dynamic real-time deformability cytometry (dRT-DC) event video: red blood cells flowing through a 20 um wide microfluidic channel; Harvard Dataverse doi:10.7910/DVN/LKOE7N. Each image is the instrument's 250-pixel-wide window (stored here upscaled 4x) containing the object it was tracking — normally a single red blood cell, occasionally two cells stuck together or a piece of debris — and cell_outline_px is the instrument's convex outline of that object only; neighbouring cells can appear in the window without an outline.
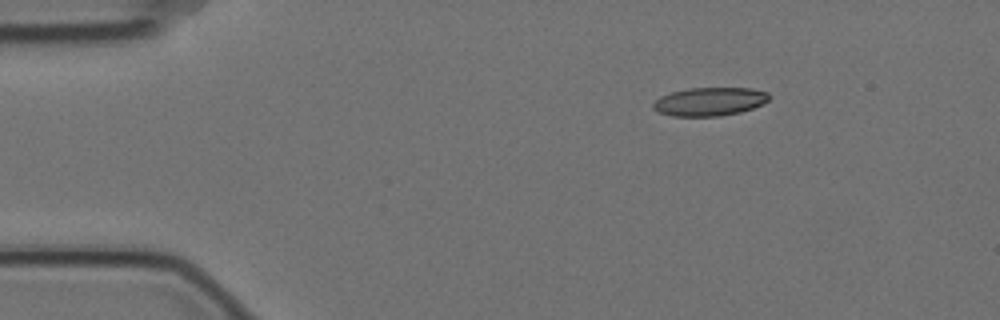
{"species": "Egyptian fruit bat (a non-hibernating species)", "species_latin": "Rousettus aegyptiacus", "temperature_condition": "cold", "stored_images_in_passage": 4, "camera_frame_rate_fps": 3000, "um_per_image_px": 0.085, "animal": {"sex": "female"}, "frame": {"image": 1, "passage_image": 1, "time_ms": 0.0, "image_size_px": [1000, 320], "cell_outline_px": [[768, 100], [764, 104], [740, 112], [720, 116], [672, 116], [660, 112], [652, 108], [652, 104], [660, 96], [672, 92], [688, 88], [752, 88], [768, 92]], "centroid_in_image_um": [60.32, 8.63], "position_along_channel_um": 24.7, "area_um2": 19.19}}
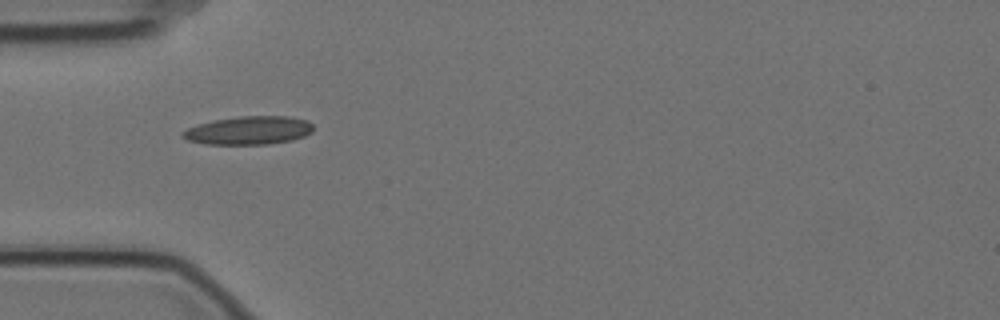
{"frame": {"image": 2, "passage_image": 3, "time_ms": 0.667, "image_size_px": [1000, 320], "cell_outline_px": [[312, 132], [304, 136], [292, 140], [268, 144], [204, 144], [188, 140], [180, 136], [180, 132], [196, 124], [212, 120], [240, 116], [288, 116], [308, 120], [312, 124]], "centroid_in_image_um": [21.11, 11.08], "position_along_channel_um": 63.9, "area_um2": 21.73}}
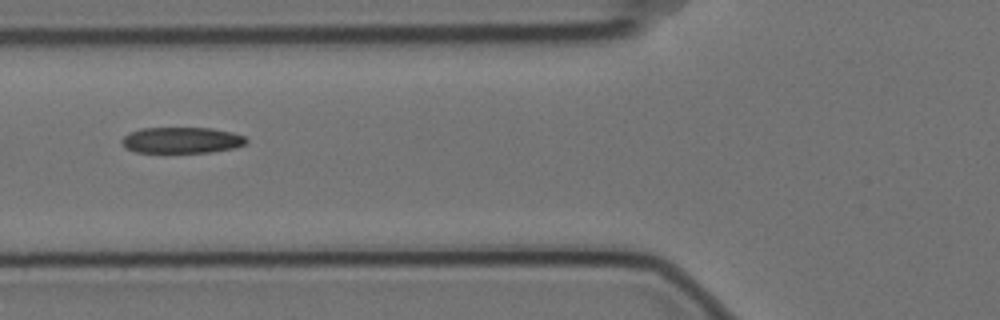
{"frame": {"image": 3, "passage_image": 4, "time_ms": 1.0, "image_size_px": [1000, 320], "cell_outline_px": [[248, 140], [244, 144], [236, 148], [212, 152], [136, 152], [124, 148], [120, 140], [128, 132], [140, 128], [212, 128], [232, 132], [244, 136]], "centroid_in_image_um": [15.42, 11.91], "position_along_channel_um": 110.4, "area_um2": 19.07}}